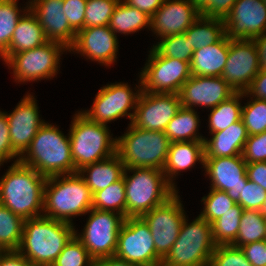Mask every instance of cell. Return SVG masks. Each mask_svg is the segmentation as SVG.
<instances>
[{"label": "cell", "mask_w": 266, "mask_h": 266, "mask_svg": "<svg viewBox=\"0 0 266 266\" xmlns=\"http://www.w3.org/2000/svg\"><path fill=\"white\" fill-rule=\"evenodd\" d=\"M19 157L11 146L6 113L0 109V162L3 165L12 161V163H15L19 161Z\"/></svg>", "instance_id": "47"}, {"label": "cell", "mask_w": 266, "mask_h": 266, "mask_svg": "<svg viewBox=\"0 0 266 266\" xmlns=\"http://www.w3.org/2000/svg\"><path fill=\"white\" fill-rule=\"evenodd\" d=\"M87 0H63V8L70 26L78 32L84 28Z\"/></svg>", "instance_id": "48"}, {"label": "cell", "mask_w": 266, "mask_h": 266, "mask_svg": "<svg viewBox=\"0 0 266 266\" xmlns=\"http://www.w3.org/2000/svg\"><path fill=\"white\" fill-rule=\"evenodd\" d=\"M46 179L19 161L11 163L0 177V204L24 220L43 216Z\"/></svg>", "instance_id": "1"}, {"label": "cell", "mask_w": 266, "mask_h": 266, "mask_svg": "<svg viewBox=\"0 0 266 266\" xmlns=\"http://www.w3.org/2000/svg\"><path fill=\"white\" fill-rule=\"evenodd\" d=\"M75 227L45 216L25 219L17 251L33 266H51L75 236Z\"/></svg>", "instance_id": "2"}, {"label": "cell", "mask_w": 266, "mask_h": 266, "mask_svg": "<svg viewBox=\"0 0 266 266\" xmlns=\"http://www.w3.org/2000/svg\"><path fill=\"white\" fill-rule=\"evenodd\" d=\"M266 200V191L258 184L247 179L246 185H243L239 196V205L244 210L260 211Z\"/></svg>", "instance_id": "45"}, {"label": "cell", "mask_w": 266, "mask_h": 266, "mask_svg": "<svg viewBox=\"0 0 266 266\" xmlns=\"http://www.w3.org/2000/svg\"><path fill=\"white\" fill-rule=\"evenodd\" d=\"M242 157L246 163L266 161V131L248 136Z\"/></svg>", "instance_id": "46"}, {"label": "cell", "mask_w": 266, "mask_h": 266, "mask_svg": "<svg viewBox=\"0 0 266 266\" xmlns=\"http://www.w3.org/2000/svg\"><path fill=\"white\" fill-rule=\"evenodd\" d=\"M243 211L237 203L212 223L213 240L216 245H230L235 241Z\"/></svg>", "instance_id": "37"}, {"label": "cell", "mask_w": 266, "mask_h": 266, "mask_svg": "<svg viewBox=\"0 0 266 266\" xmlns=\"http://www.w3.org/2000/svg\"><path fill=\"white\" fill-rule=\"evenodd\" d=\"M241 110V120L245 124L249 136L261 134L266 131V101L248 97L244 92V99Z\"/></svg>", "instance_id": "38"}, {"label": "cell", "mask_w": 266, "mask_h": 266, "mask_svg": "<svg viewBox=\"0 0 266 266\" xmlns=\"http://www.w3.org/2000/svg\"><path fill=\"white\" fill-rule=\"evenodd\" d=\"M47 42L43 28L36 16L28 9L19 19L8 49L0 56L4 62L10 55L30 50Z\"/></svg>", "instance_id": "27"}, {"label": "cell", "mask_w": 266, "mask_h": 266, "mask_svg": "<svg viewBox=\"0 0 266 266\" xmlns=\"http://www.w3.org/2000/svg\"><path fill=\"white\" fill-rule=\"evenodd\" d=\"M0 266H33L18 251H6L0 259Z\"/></svg>", "instance_id": "53"}, {"label": "cell", "mask_w": 266, "mask_h": 266, "mask_svg": "<svg viewBox=\"0 0 266 266\" xmlns=\"http://www.w3.org/2000/svg\"><path fill=\"white\" fill-rule=\"evenodd\" d=\"M125 166L119 155L114 153L112 156L87 165L78 171L90 188L92 195L95 192L107 188L112 183L123 177Z\"/></svg>", "instance_id": "28"}, {"label": "cell", "mask_w": 266, "mask_h": 266, "mask_svg": "<svg viewBox=\"0 0 266 266\" xmlns=\"http://www.w3.org/2000/svg\"><path fill=\"white\" fill-rule=\"evenodd\" d=\"M127 5L145 12L152 16L163 4L164 0H122Z\"/></svg>", "instance_id": "52"}, {"label": "cell", "mask_w": 266, "mask_h": 266, "mask_svg": "<svg viewBox=\"0 0 266 266\" xmlns=\"http://www.w3.org/2000/svg\"><path fill=\"white\" fill-rule=\"evenodd\" d=\"M260 212L264 215V217L266 218V200L262 205V208L260 209Z\"/></svg>", "instance_id": "56"}, {"label": "cell", "mask_w": 266, "mask_h": 266, "mask_svg": "<svg viewBox=\"0 0 266 266\" xmlns=\"http://www.w3.org/2000/svg\"><path fill=\"white\" fill-rule=\"evenodd\" d=\"M247 163L242 155L219 158H204V176L210 181V188L224 191L239 204L243 185L247 183Z\"/></svg>", "instance_id": "19"}, {"label": "cell", "mask_w": 266, "mask_h": 266, "mask_svg": "<svg viewBox=\"0 0 266 266\" xmlns=\"http://www.w3.org/2000/svg\"><path fill=\"white\" fill-rule=\"evenodd\" d=\"M260 71L258 52L253 40L230 39L222 78L236 92H245Z\"/></svg>", "instance_id": "15"}, {"label": "cell", "mask_w": 266, "mask_h": 266, "mask_svg": "<svg viewBox=\"0 0 266 266\" xmlns=\"http://www.w3.org/2000/svg\"><path fill=\"white\" fill-rule=\"evenodd\" d=\"M196 162L204 168V141L171 142L163 173L167 181L177 190L176 178L181 172L194 168Z\"/></svg>", "instance_id": "24"}, {"label": "cell", "mask_w": 266, "mask_h": 266, "mask_svg": "<svg viewBox=\"0 0 266 266\" xmlns=\"http://www.w3.org/2000/svg\"><path fill=\"white\" fill-rule=\"evenodd\" d=\"M153 48L164 57L174 58L186 62H191L194 49L191 47L186 34H176L157 39Z\"/></svg>", "instance_id": "39"}, {"label": "cell", "mask_w": 266, "mask_h": 266, "mask_svg": "<svg viewBox=\"0 0 266 266\" xmlns=\"http://www.w3.org/2000/svg\"><path fill=\"white\" fill-rule=\"evenodd\" d=\"M84 228L75 230V237L87 249L90 257L99 259L114 256L117 248L118 233L124 217L113 211L91 208Z\"/></svg>", "instance_id": "11"}, {"label": "cell", "mask_w": 266, "mask_h": 266, "mask_svg": "<svg viewBox=\"0 0 266 266\" xmlns=\"http://www.w3.org/2000/svg\"><path fill=\"white\" fill-rule=\"evenodd\" d=\"M179 191L164 204L153 208L141 218L149 226L156 254L163 260L176 242L187 216Z\"/></svg>", "instance_id": "14"}, {"label": "cell", "mask_w": 266, "mask_h": 266, "mask_svg": "<svg viewBox=\"0 0 266 266\" xmlns=\"http://www.w3.org/2000/svg\"><path fill=\"white\" fill-rule=\"evenodd\" d=\"M194 50L220 41L225 35L224 19L200 16L185 32Z\"/></svg>", "instance_id": "31"}, {"label": "cell", "mask_w": 266, "mask_h": 266, "mask_svg": "<svg viewBox=\"0 0 266 266\" xmlns=\"http://www.w3.org/2000/svg\"><path fill=\"white\" fill-rule=\"evenodd\" d=\"M14 110L6 112L12 149L21 156L29 147L39 128L47 121L39 115L40 110L35 95L26 92Z\"/></svg>", "instance_id": "18"}, {"label": "cell", "mask_w": 266, "mask_h": 266, "mask_svg": "<svg viewBox=\"0 0 266 266\" xmlns=\"http://www.w3.org/2000/svg\"><path fill=\"white\" fill-rule=\"evenodd\" d=\"M115 257L137 266H161L149 226L140 218H125L119 233Z\"/></svg>", "instance_id": "13"}, {"label": "cell", "mask_w": 266, "mask_h": 266, "mask_svg": "<svg viewBox=\"0 0 266 266\" xmlns=\"http://www.w3.org/2000/svg\"><path fill=\"white\" fill-rule=\"evenodd\" d=\"M236 1L237 0H190L192 5L202 16L220 19H225Z\"/></svg>", "instance_id": "44"}, {"label": "cell", "mask_w": 266, "mask_h": 266, "mask_svg": "<svg viewBox=\"0 0 266 266\" xmlns=\"http://www.w3.org/2000/svg\"><path fill=\"white\" fill-rule=\"evenodd\" d=\"M252 40L254 41L258 52L260 70L266 71V31L261 36Z\"/></svg>", "instance_id": "54"}, {"label": "cell", "mask_w": 266, "mask_h": 266, "mask_svg": "<svg viewBox=\"0 0 266 266\" xmlns=\"http://www.w3.org/2000/svg\"><path fill=\"white\" fill-rule=\"evenodd\" d=\"M107 26H92L79 30L69 53L79 54L106 68L117 62L119 40Z\"/></svg>", "instance_id": "17"}, {"label": "cell", "mask_w": 266, "mask_h": 266, "mask_svg": "<svg viewBox=\"0 0 266 266\" xmlns=\"http://www.w3.org/2000/svg\"><path fill=\"white\" fill-rule=\"evenodd\" d=\"M180 108L179 94L142 91L131 124L148 131H165Z\"/></svg>", "instance_id": "16"}, {"label": "cell", "mask_w": 266, "mask_h": 266, "mask_svg": "<svg viewBox=\"0 0 266 266\" xmlns=\"http://www.w3.org/2000/svg\"><path fill=\"white\" fill-rule=\"evenodd\" d=\"M51 266H95V261L88 254L87 249L74 236Z\"/></svg>", "instance_id": "41"}, {"label": "cell", "mask_w": 266, "mask_h": 266, "mask_svg": "<svg viewBox=\"0 0 266 266\" xmlns=\"http://www.w3.org/2000/svg\"><path fill=\"white\" fill-rule=\"evenodd\" d=\"M209 266H252L240 247L217 245L213 251Z\"/></svg>", "instance_id": "43"}, {"label": "cell", "mask_w": 266, "mask_h": 266, "mask_svg": "<svg viewBox=\"0 0 266 266\" xmlns=\"http://www.w3.org/2000/svg\"><path fill=\"white\" fill-rule=\"evenodd\" d=\"M140 70L142 90L151 93L178 94L192 76L190 63L161 56L152 46Z\"/></svg>", "instance_id": "12"}, {"label": "cell", "mask_w": 266, "mask_h": 266, "mask_svg": "<svg viewBox=\"0 0 266 266\" xmlns=\"http://www.w3.org/2000/svg\"><path fill=\"white\" fill-rule=\"evenodd\" d=\"M138 78V85L136 84L134 89L128 85V82L108 83L100 87L90 109L79 111L96 123L108 125L122 117H127L131 123L139 96L143 91L140 76Z\"/></svg>", "instance_id": "10"}, {"label": "cell", "mask_w": 266, "mask_h": 266, "mask_svg": "<svg viewBox=\"0 0 266 266\" xmlns=\"http://www.w3.org/2000/svg\"><path fill=\"white\" fill-rule=\"evenodd\" d=\"M19 0H0V56L8 49L19 19L29 9V1L21 7Z\"/></svg>", "instance_id": "33"}, {"label": "cell", "mask_w": 266, "mask_h": 266, "mask_svg": "<svg viewBox=\"0 0 266 266\" xmlns=\"http://www.w3.org/2000/svg\"><path fill=\"white\" fill-rule=\"evenodd\" d=\"M196 109L181 107L177 114L167 124L165 134L170 142L204 141L205 136L200 134L201 119Z\"/></svg>", "instance_id": "29"}, {"label": "cell", "mask_w": 266, "mask_h": 266, "mask_svg": "<svg viewBox=\"0 0 266 266\" xmlns=\"http://www.w3.org/2000/svg\"><path fill=\"white\" fill-rule=\"evenodd\" d=\"M69 128L75 173L116 153L117 136L112 137L113 133L108 125L92 122L78 110L73 115Z\"/></svg>", "instance_id": "6"}, {"label": "cell", "mask_w": 266, "mask_h": 266, "mask_svg": "<svg viewBox=\"0 0 266 266\" xmlns=\"http://www.w3.org/2000/svg\"><path fill=\"white\" fill-rule=\"evenodd\" d=\"M230 39L252 40L266 31V5L262 0H237L224 19Z\"/></svg>", "instance_id": "21"}, {"label": "cell", "mask_w": 266, "mask_h": 266, "mask_svg": "<svg viewBox=\"0 0 266 266\" xmlns=\"http://www.w3.org/2000/svg\"><path fill=\"white\" fill-rule=\"evenodd\" d=\"M69 52L62 44L47 41L36 48L10 55L3 64L9 70L14 82L26 84L53 79L60 71L62 54Z\"/></svg>", "instance_id": "9"}, {"label": "cell", "mask_w": 266, "mask_h": 266, "mask_svg": "<svg viewBox=\"0 0 266 266\" xmlns=\"http://www.w3.org/2000/svg\"><path fill=\"white\" fill-rule=\"evenodd\" d=\"M234 91L221 76L206 77L192 75L181 87V107L198 110L211 109L234 95Z\"/></svg>", "instance_id": "20"}, {"label": "cell", "mask_w": 266, "mask_h": 266, "mask_svg": "<svg viewBox=\"0 0 266 266\" xmlns=\"http://www.w3.org/2000/svg\"><path fill=\"white\" fill-rule=\"evenodd\" d=\"M62 132L59 126L47 121L19 157V162L46 177L74 174L69 134Z\"/></svg>", "instance_id": "3"}, {"label": "cell", "mask_w": 266, "mask_h": 266, "mask_svg": "<svg viewBox=\"0 0 266 266\" xmlns=\"http://www.w3.org/2000/svg\"><path fill=\"white\" fill-rule=\"evenodd\" d=\"M204 138V158H219L242 155L248 139L245 124L240 119L223 131L210 134Z\"/></svg>", "instance_id": "25"}, {"label": "cell", "mask_w": 266, "mask_h": 266, "mask_svg": "<svg viewBox=\"0 0 266 266\" xmlns=\"http://www.w3.org/2000/svg\"><path fill=\"white\" fill-rule=\"evenodd\" d=\"M240 248L252 266H266V240L251 242Z\"/></svg>", "instance_id": "49"}, {"label": "cell", "mask_w": 266, "mask_h": 266, "mask_svg": "<svg viewBox=\"0 0 266 266\" xmlns=\"http://www.w3.org/2000/svg\"><path fill=\"white\" fill-rule=\"evenodd\" d=\"M95 266H137L115 256L105 257L95 261Z\"/></svg>", "instance_id": "55"}, {"label": "cell", "mask_w": 266, "mask_h": 266, "mask_svg": "<svg viewBox=\"0 0 266 266\" xmlns=\"http://www.w3.org/2000/svg\"><path fill=\"white\" fill-rule=\"evenodd\" d=\"M151 17L137 8L131 7L122 0L114 8L108 27L117 35H130L143 29L150 31Z\"/></svg>", "instance_id": "30"}, {"label": "cell", "mask_w": 266, "mask_h": 266, "mask_svg": "<svg viewBox=\"0 0 266 266\" xmlns=\"http://www.w3.org/2000/svg\"><path fill=\"white\" fill-rule=\"evenodd\" d=\"M200 12L190 0H164L161 7L151 16L150 31L157 40L183 34L199 17Z\"/></svg>", "instance_id": "23"}, {"label": "cell", "mask_w": 266, "mask_h": 266, "mask_svg": "<svg viewBox=\"0 0 266 266\" xmlns=\"http://www.w3.org/2000/svg\"><path fill=\"white\" fill-rule=\"evenodd\" d=\"M242 98L244 92H236L216 107L208 109V112L210 110L207 121L209 134L223 131L241 119Z\"/></svg>", "instance_id": "32"}, {"label": "cell", "mask_w": 266, "mask_h": 266, "mask_svg": "<svg viewBox=\"0 0 266 266\" xmlns=\"http://www.w3.org/2000/svg\"><path fill=\"white\" fill-rule=\"evenodd\" d=\"M246 173L249 180L266 191V161L247 163Z\"/></svg>", "instance_id": "51"}, {"label": "cell", "mask_w": 266, "mask_h": 266, "mask_svg": "<svg viewBox=\"0 0 266 266\" xmlns=\"http://www.w3.org/2000/svg\"><path fill=\"white\" fill-rule=\"evenodd\" d=\"M245 93L248 97L266 101V71L258 72Z\"/></svg>", "instance_id": "50"}, {"label": "cell", "mask_w": 266, "mask_h": 266, "mask_svg": "<svg viewBox=\"0 0 266 266\" xmlns=\"http://www.w3.org/2000/svg\"><path fill=\"white\" fill-rule=\"evenodd\" d=\"M5 253H6V250L2 246H0V259Z\"/></svg>", "instance_id": "57"}, {"label": "cell", "mask_w": 266, "mask_h": 266, "mask_svg": "<svg viewBox=\"0 0 266 266\" xmlns=\"http://www.w3.org/2000/svg\"><path fill=\"white\" fill-rule=\"evenodd\" d=\"M92 193L79 173L47 177L43 216L75 225V217L92 208Z\"/></svg>", "instance_id": "4"}, {"label": "cell", "mask_w": 266, "mask_h": 266, "mask_svg": "<svg viewBox=\"0 0 266 266\" xmlns=\"http://www.w3.org/2000/svg\"><path fill=\"white\" fill-rule=\"evenodd\" d=\"M29 9L43 28L47 41L62 44L68 50L77 32L70 26L64 13L63 0H28Z\"/></svg>", "instance_id": "22"}, {"label": "cell", "mask_w": 266, "mask_h": 266, "mask_svg": "<svg viewBox=\"0 0 266 266\" xmlns=\"http://www.w3.org/2000/svg\"><path fill=\"white\" fill-rule=\"evenodd\" d=\"M262 240H266V218L260 211L244 210L238 235L231 245L241 247L245 244Z\"/></svg>", "instance_id": "34"}, {"label": "cell", "mask_w": 266, "mask_h": 266, "mask_svg": "<svg viewBox=\"0 0 266 266\" xmlns=\"http://www.w3.org/2000/svg\"><path fill=\"white\" fill-rule=\"evenodd\" d=\"M117 137L116 153L125 168H155L163 170L170 146L164 131H148L131 123Z\"/></svg>", "instance_id": "7"}, {"label": "cell", "mask_w": 266, "mask_h": 266, "mask_svg": "<svg viewBox=\"0 0 266 266\" xmlns=\"http://www.w3.org/2000/svg\"><path fill=\"white\" fill-rule=\"evenodd\" d=\"M229 52V37L194 50L190 62L191 75L216 77L222 76Z\"/></svg>", "instance_id": "26"}, {"label": "cell", "mask_w": 266, "mask_h": 266, "mask_svg": "<svg viewBox=\"0 0 266 266\" xmlns=\"http://www.w3.org/2000/svg\"><path fill=\"white\" fill-rule=\"evenodd\" d=\"M120 0H87L84 28L107 26Z\"/></svg>", "instance_id": "42"}, {"label": "cell", "mask_w": 266, "mask_h": 266, "mask_svg": "<svg viewBox=\"0 0 266 266\" xmlns=\"http://www.w3.org/2000/svg\"><path fill=\"white\" fill-rule=\"evenodd\" d=\"M203 210L200 216L212 224L215 220L229 211L237 203L233 201L226 192L210 188L208 194L200 200Z\"/></svg>", "instance_id": "40"}, {"label": "cell", "mask_w": 266, "mask_h": 266, "mask_svg": "<svg viewBox=\"0 0 266 266\" xmlns=\"http://www.w3.org/2000/svg\"><path fill=\"white\" fill-rule=\"evenodd\" d=\"M123 178L126 218L142 217L179 191L167 181L163 170L155 168H125Z\"/></svg>", "instance_id": "5"}, {"label": "cell", "mask_w": 266, "mask_h": 266, "mask_svg": "<svg viewBox=\"0 0 266 266\" xmlns=\"http://www.w3.org/2000/svg\"><path fill=\"white\" fill-rule=\"evenodd\" d=\"M24 219L0 204V246L6 251L19 248Z\"/></svg>", "instance_id": "36"}, {"label": "cell", "mask_w": 266, "mask_h": 266, "mask_svg": "<svg viewBox=\"0 0 266 266\" xmlns=\"http://www.w3.org/2000/svg\"><path fill=\"white\" fill-rule=\"evenodd\" d=\"M193 221L185 217L178 238L161 266H209L216 244L212 224L199 214Z\"/></svg>", "instance_id": "8"}, {"label": "cell", "mask_w": 266, "mask_h": 266, "mask_svg": "<svg viewBox=\"0 0 266 266\" xmlns=\"http://www.w3.org/2000/svg\"><path fill=\"white\" fill-rule=\"evenodd\" d=\"M92 208L101 211H113L126 218V194L124 178L112 183L107 188L95 192Z\"/></svg>", "instance_id": "35"}]
</instances>
